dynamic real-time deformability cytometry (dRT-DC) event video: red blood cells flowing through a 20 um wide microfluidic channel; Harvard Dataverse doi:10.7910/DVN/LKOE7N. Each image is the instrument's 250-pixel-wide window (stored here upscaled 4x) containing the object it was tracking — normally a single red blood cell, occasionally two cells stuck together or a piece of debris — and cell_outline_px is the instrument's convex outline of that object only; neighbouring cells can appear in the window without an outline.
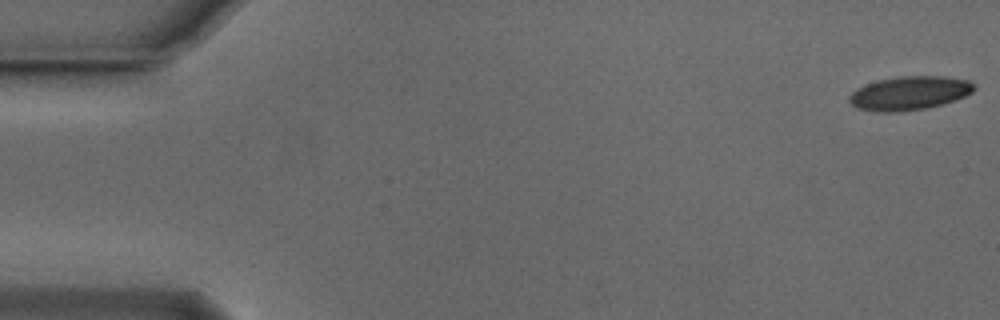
{"species": "Egyptian fruit bat (a non-hibernating species)", "species_latin": "Rousettus aegyptiacus", "temperature_condition": "cold", "stored_images_in_passage": 45, "camera_frame_rate_fps": 3000, "um_per_image_px": 0.085, "animal": {"sex": "male"}, "frame": {"image": 1, "passage_image": 1, "time_ms": 0.0, "image_size_px": [1000, 320], "cell_outline_px": [[976, 88], [972, 92], [956, 100], [944, 104], [924, 108], [892, 112], [880, 112], [856, 108], [848, 100], [848, 96], [852, 92], [868, 84], [880, 80], [904, 76], [940, 76], [968, 80]], "centroid_in_image_um": [77.31, 7.92], "position_along_channel_um": 7.7, "area_um2": 24.16}}
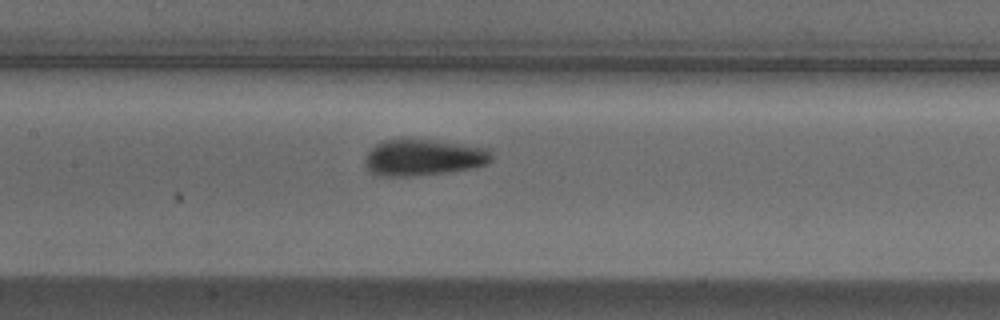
{"frame": {"image": 2, "passage_image": 25, "time_ms": 8.0, "image_size_px": [1000, 320], "cell_outline_px": [[492, 160], [484, 164], [468, 168], [448, 172], [408, 176], [376, 176], [368, 172], [364, 160], [368, 152], [376, 144], [384, 140], [404, 136], [492, 148]], "centroid_in_image_um": [35.94, 13.35], "position_along_channel_um": 171.5, "area_um2": 27.46}}
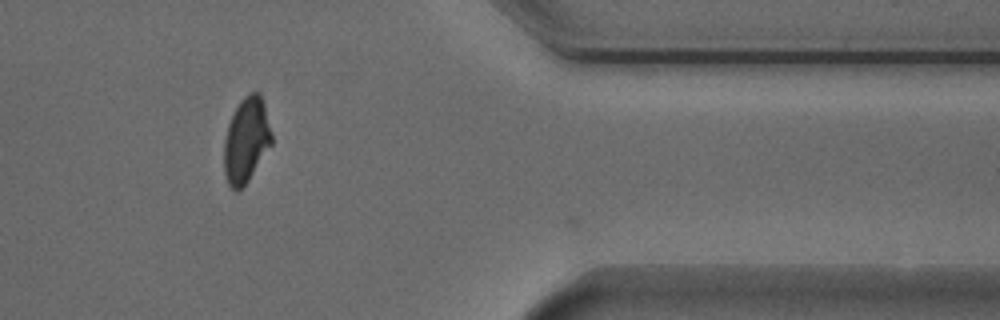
{"frame": {"image": 3, "passage_image": 44, "time_ms": 14.333, "image_size_px": [1000, 320], "cell_outline_px": [[272, 144], [248, 180], [236, 192], [228, 184], [224, 172], [224, 140], [228, 124], [240, 100], [248, 92], [260, 92], [264, 104], [272, 132]], "centroid_in_image_um": [20.93, 11.89], "position_along_channel_um": 390.5, "area_um2": 23.52}, "authors_computed_cell_mechanics": {"area_um2": 25.0274, "velocity_mm_per_s": 3.8425, "shape_relaxation_time_tau1_ms": 2.8135, "shape_relaxation_time_tau2_ms": 1.3305, "deformation_change_tau1": 0.1008, "deformation_change_tau2": 0.067}}